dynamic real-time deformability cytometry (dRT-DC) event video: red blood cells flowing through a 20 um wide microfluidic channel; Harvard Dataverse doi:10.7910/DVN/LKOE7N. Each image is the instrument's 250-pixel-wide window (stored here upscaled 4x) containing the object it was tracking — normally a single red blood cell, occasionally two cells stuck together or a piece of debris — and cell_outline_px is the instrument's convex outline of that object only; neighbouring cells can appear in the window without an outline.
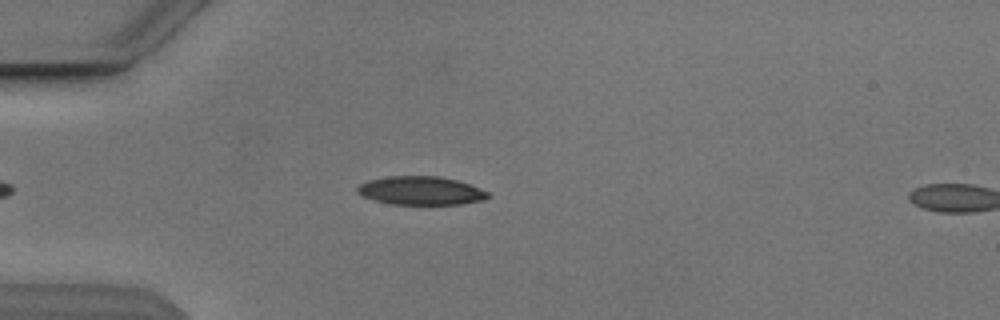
{"species": "Egyptian fruit bat (a non-hibernating species)", "species_latin": "Rousettus aegyptiacus", "temperature_condition": "cold", "stored_images_in_passage": 5, "camera_frame_rate_fps": 3000, "um_per_image_px": 0.085, "animal": {"sex": "male"}, "frame": {"image": 1, "passage_image": 4, "time_ms": 3.667, "image_size_px": [1000, 320], "cell_outline_px": [[492, 196], [484, 200], [460, 204], [392, 204], [372, 200], [356, 192], [356, 188], [360, 184], [368, 180], [388, 176], [440, 176], [456, 180], [468, 184], [488, 192]], "centroid_in_image_um": [35.76, 16.2], "position_along_channel_um": 49.2, "area_um2": 21.68}}